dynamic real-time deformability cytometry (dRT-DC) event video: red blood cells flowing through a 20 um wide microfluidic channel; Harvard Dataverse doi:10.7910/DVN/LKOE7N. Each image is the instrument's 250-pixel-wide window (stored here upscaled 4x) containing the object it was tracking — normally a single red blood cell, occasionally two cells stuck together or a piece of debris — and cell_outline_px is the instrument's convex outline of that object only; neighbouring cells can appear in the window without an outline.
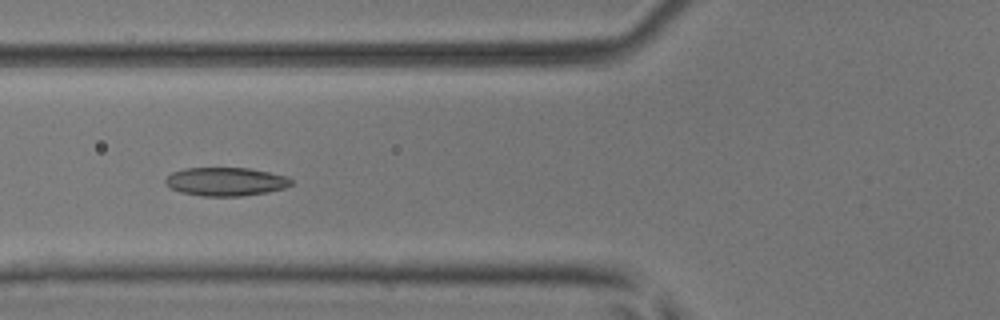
{"species": "common noctule bat (a hibernating species)", "species_latin": "Nyctalus noctula", "temperature_condition": "room temperature", "stored_images_in_passage": 6, "camera_frame_rate_fps": 3000, "um_per_image_px": 0.085, "animal": {"sex": "male", "body_mass_g": 17.9, "forearm_length_mm": 54.2}, "frame": {"image": 1, "passage_image": 6, "time_ms": 1.667, "image_size_px": [1000, 320], "cell_outline_px": [[292, 184], [284, 188], [268, 192], [240, 196], [200, 196], [180, 192], [164, 184], [164, 180], [172, 172], [184, 168], [248, 168], [288, 176], [292, 180]], "centroid_in_image_um": [19.17, 15.44], "position_along_channel_um": 106.6, "area_um2": 20.92}}